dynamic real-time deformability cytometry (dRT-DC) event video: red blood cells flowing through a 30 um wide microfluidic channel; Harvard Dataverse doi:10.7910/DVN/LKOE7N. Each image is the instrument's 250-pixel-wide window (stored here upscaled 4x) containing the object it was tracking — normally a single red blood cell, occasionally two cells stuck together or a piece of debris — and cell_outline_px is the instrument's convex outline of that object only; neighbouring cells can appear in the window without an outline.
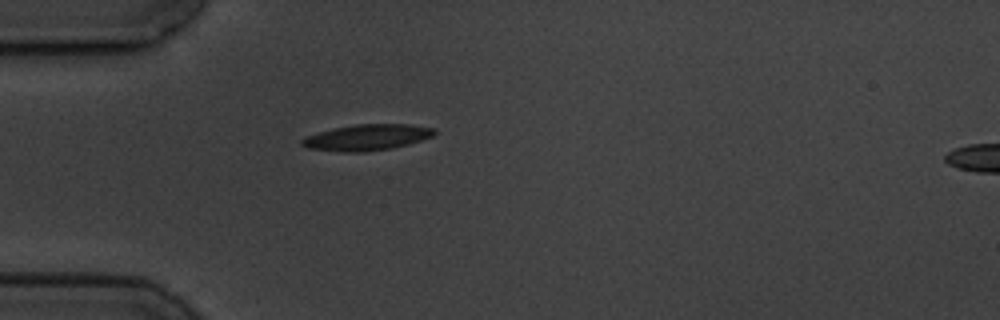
{"species": "common noctule bat (a hibernating species)", "species_latin": "Nyctalus noctula", "temperature_condition": "cold", "stored_images_in_passage": 2, "segment_of_instrument_passage": [1, 2], "camera_frame_rate_fps": 3000, "um_per_image_px": 0.085, "animal": {"sex": "male", "body_mass_g": 19.5, "forearm_length_mm": 54.6}, "frame": {"image": 1, "passage_image": 1, "time_ms": 0.0, "image_size_px": [1000, 320], "cell_outline_px": [[436, 132], [432, 136], [408, 144], [392, 148], [360, 152], [344, 152], [308, 148], [300, 144], [300, 140], [304, 136], [332, 128], [356, 124], [408, 124], [436, 128]], "centroid_in_image_um": [31.15, 11.67], "position_along_channel_um": 53.8, "area_um2": 20.11}}